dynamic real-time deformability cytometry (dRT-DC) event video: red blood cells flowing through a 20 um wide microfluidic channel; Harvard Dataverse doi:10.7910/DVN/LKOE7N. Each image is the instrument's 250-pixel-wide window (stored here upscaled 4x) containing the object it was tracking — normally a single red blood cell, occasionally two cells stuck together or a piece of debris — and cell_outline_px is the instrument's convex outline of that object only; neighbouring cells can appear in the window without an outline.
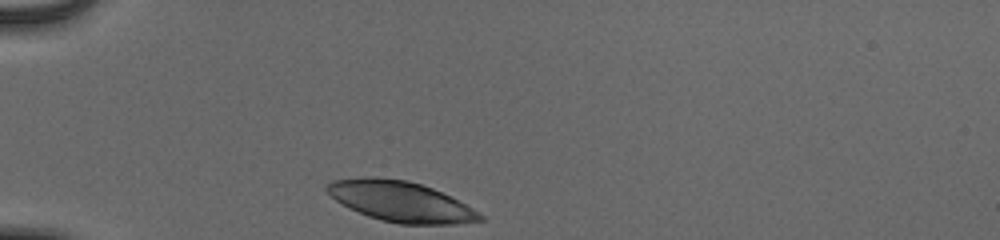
{"species": "human", "species_latin": "Homo sapiens", "temperature_condition": "cold", "stored_images_in_passage": 30, "camera_frame_rate_fps": 3000, "um_per_image_px": 0.085, "donor": {"sex": "male"}, "frame": {"image": 1, "passage_image": 1, "time_ms": 0.0, "image_size_px": [1000, 240], "cell_outline_px": [[484, 220], [456, 224], [400, 224], [380, 220], [368, 216], [336, 200], [324, 188], [332, 180], [368, 176], [408, 180], [432, 188], [472, 208], [484, 216]], "centroid_in_image_um": [34.05, 17.12], "position_along_channel_um": 50.9, "area_um2": 35.55}}
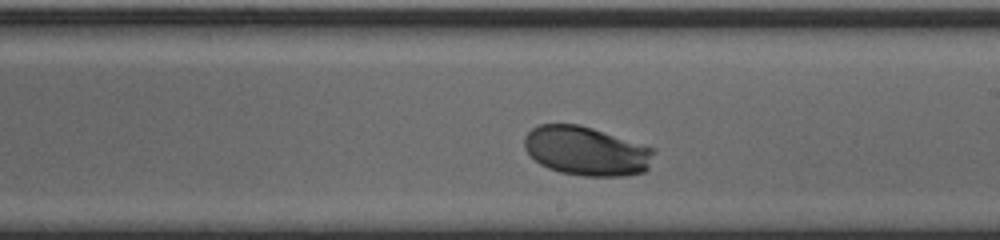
{"frame": {"image": 2, "passage_image": 18, "time_ms": 5.667, "image_size_px": [1000, 240], "cell_outline_px": [[656, 152], [648, 168], [644, 172], [624, 176], [584, 176], [560, 172], [548, 168], [540, 164], [524, 148], [524, 136], [532, 128], [540, 124], [580, 124], [656, 148]], "centroid_in_image_um": [49.87, 12.83], "position_along_channel_um": 239.1, "area_um2": 37.28}}
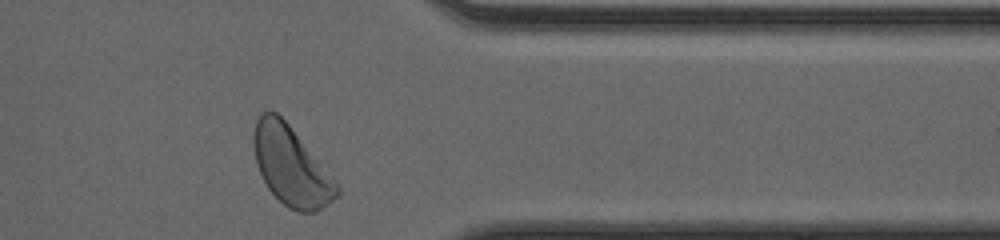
{"frame": {"image": 3, "passage_image": 30, "time_ms": 9.667, "image_size_px": [1000, 240], "cell_outline_px": [[340, 196], [316, 212], [300, 212], [288, 208], [268, 188], [256, 164], [252, 144], [252, 136], [256, 120], [260, 112], [276, 112], [288, 124], [336, 180], [340, 188]], "centroid_in_image_um": [24.75, 14.13], "position_along_channel_um": 386.7, "area_um2": 38.15}, "authors_computed_cell_mechanics": {"area_um2": 36.9631, "velocity_mm_per_s": 3.8274, "shape_relaxation_time_tau1_ms": 2.255, "shape_relaxation_time_tau2_ms": null, "deformation_change_tau1": 0.1487, "deformation_change_tau2": null}}